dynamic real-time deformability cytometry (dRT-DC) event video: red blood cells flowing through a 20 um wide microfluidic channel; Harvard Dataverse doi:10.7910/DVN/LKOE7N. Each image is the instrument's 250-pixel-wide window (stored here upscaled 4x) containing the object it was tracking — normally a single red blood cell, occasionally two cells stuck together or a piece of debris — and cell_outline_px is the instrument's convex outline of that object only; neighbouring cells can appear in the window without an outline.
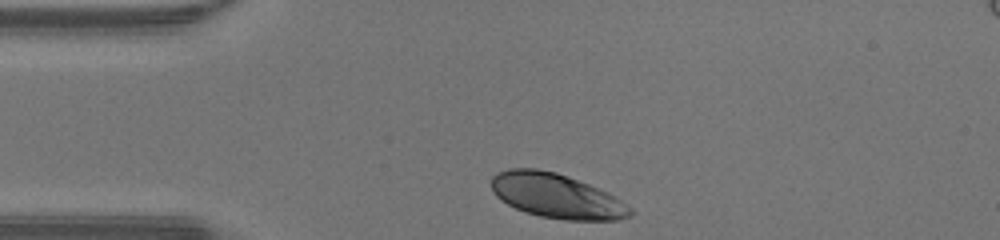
{"species": "human", "species_latin": "Homo sapiens", "temperature_condition": "warm", "stored_images_in_passage": 28, "camera_frame_rate_fps": 3000, "um_per_image_px": 0.085, "donor": {"sex": "male"}, "frame": {"image": 1, "passage_image": 1, "time_ms": 0.0, "image_size_px": [1000, 240], "cell_outline_px": [[636, 212], [632, 216], [620, 220], [564, 220], [540, 216], [524, 212], [500, 200], [496, 196], [492, 188], [492, 176], [496, 172], [508, 168], [536, 168], [556, 172], [568, 176], [608, 192], [632, 208]], "centroid_in_image_um": [47.32, 16.65], "position_along_channel_um": 37.7, "area_um2": 36.3}}
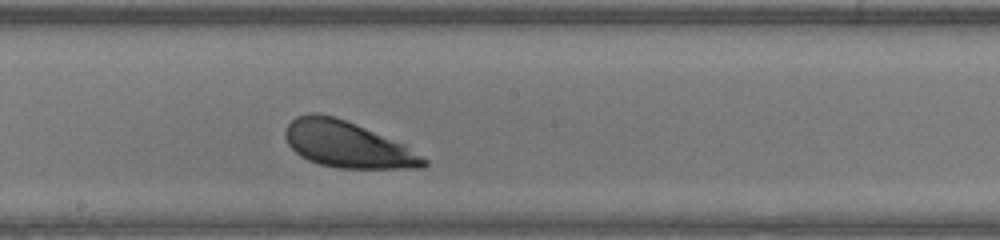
{"frame": {"image": 2, "passage_image": 16, "time_ms": 5.0, "image_size_px": [1000, 240], "cell_outline_px": [[428, 164], [424, 168], [340, 168], [320, 164], [308, 160], [300, 156], [288, 144], [284, 136], [284, 132], [288, 124], [296, 116], [312, 112], [316, 112], [336, 116], [404, 144], [428, 160]], "centroid_in_image_um": [29.51, 12.27], "position_along_channel_um": 218.7, "area_um2": 37.22}}
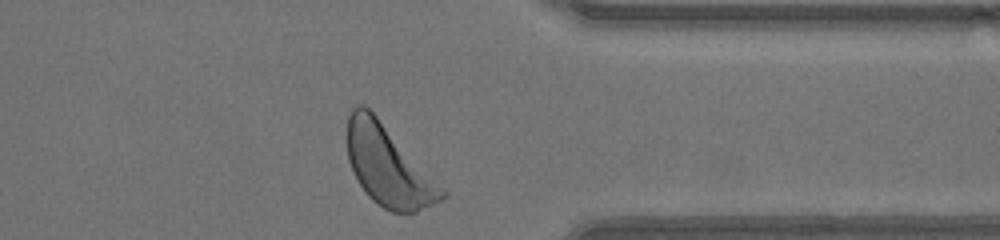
{"frame": {"image": 3, "passage_image": 28, "time_ms": 9.0, "image_size_px": [1000, 240], "cell_outline_px": [[448, 196], [416, 212], [392, 212], [376, 204], [364, 192], [348, 160], [348, 116], [352, 108], [356, 104], [364, 104], [376, 116], [448, 192]], "centroid_in_image_um": [33.0, 14.12], "position_along_channel_um": 378.4, "area_um2": 43.52}, "authors_computed_cell_mechanics": {"area_um2": 37.4255, "velocity_mm_per_s": 4.2377, "shape_relaxation_time_tau1_ms": null, "shape_relaxation_time_tau2_ms": 3.438, "deformation_change_tau1": null, "deformation_change_tau2": 0.1317}}